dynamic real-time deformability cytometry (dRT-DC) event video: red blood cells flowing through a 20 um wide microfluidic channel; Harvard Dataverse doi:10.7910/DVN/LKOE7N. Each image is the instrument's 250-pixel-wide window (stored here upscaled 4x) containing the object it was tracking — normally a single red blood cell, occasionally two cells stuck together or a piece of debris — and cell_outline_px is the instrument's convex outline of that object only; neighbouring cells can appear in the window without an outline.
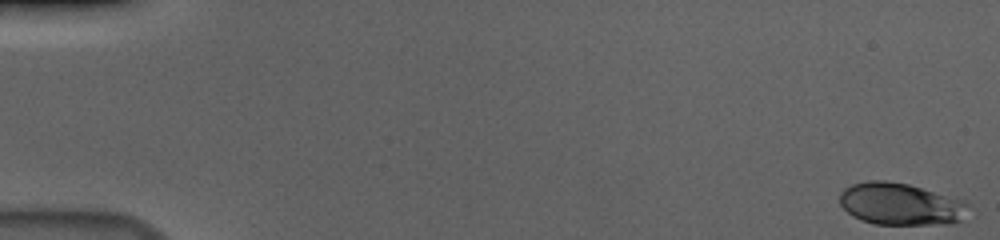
{"species": "human", "species_latin": "Homo sapiens", "temperature_condition": "cold", "stored_images_in_passage": 57, "camera_frame_rate_fps": 3000, "um_per_image_px": 0.085, "donor": {"sex": "male"}, "frame": {"image": 1, "passage_image": 1, "time_ms": 0.0, "image_size_px": [1000, 240], "cell_outline_px": [[968, 204], [960, 220], [948, 224], [876, 224], [860, 220], [852, 216], [840, 204], [840, 192], [844, 188], [852, 184], [868, 180], [884, 180], [908, 184], [964, 200]], "centroid_in_image_um": [76.49, 17.33], "position_along_channel_um": 8.5, "area_um2": 31.33}}
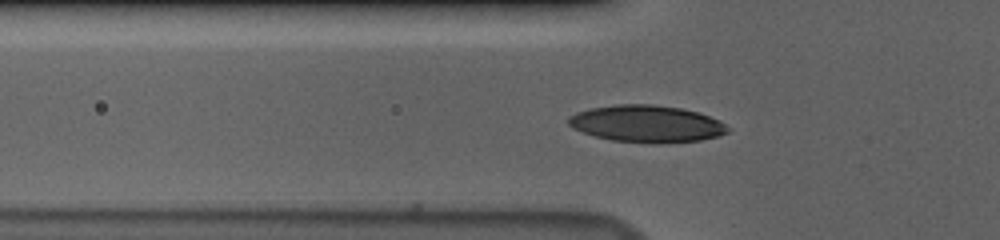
{"frame": {"image": 2, "passage_image": 20, "time_ms": 6.333, "image_size_px": [1000, 240], "cell_outline_px": [[732, 128], [728, 132], [720, 136], [700, 140], [656, 144], [652, 144], [612, 140], [596, 136], [572, 128], [568, 124], [568, 116], [576, 112], [588, 108], [616, 104], [652, 104], [680, 108], [696, 112], [720, 120]], "centroid_in_image_um": [54.98, 10.52], "position_along_channel_um": 70.8, "area_um2": 34.62}}
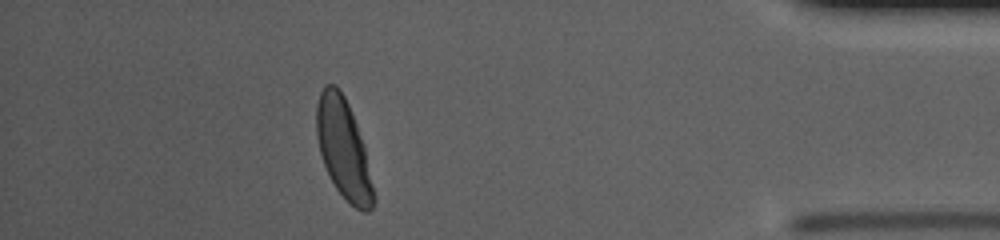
{"frame": {"image": 3, "passage_image": 51, "time_ms": 16.667, "image_size_px": [1000, 240], "cell_outline_px": [[376, 200], [372, 208], [368, 212], [364, 212], [348, 204], [336, 188], [324, 164], [320, 152], [316, 136], [316, 104], [320, 92], [324, 84], [336, 84], [344, 96], [348, 104], [364, 144]], "centroid_in_image_um": [29.19, 12.67], "position_along_channel_um": 406.0, "area_um2": 33.12}, "authors_computed_cell_mechanics": {"area_um2": 32.5992, "velocity_mm_per_s": 3.6675, "shape_relaxation_time_tau1_ms": 3.0327, "shape_relaxation_time_tau2_ms": null, "deformation_change_tau1": 0.1543, "deformation_change_tau2": null}}